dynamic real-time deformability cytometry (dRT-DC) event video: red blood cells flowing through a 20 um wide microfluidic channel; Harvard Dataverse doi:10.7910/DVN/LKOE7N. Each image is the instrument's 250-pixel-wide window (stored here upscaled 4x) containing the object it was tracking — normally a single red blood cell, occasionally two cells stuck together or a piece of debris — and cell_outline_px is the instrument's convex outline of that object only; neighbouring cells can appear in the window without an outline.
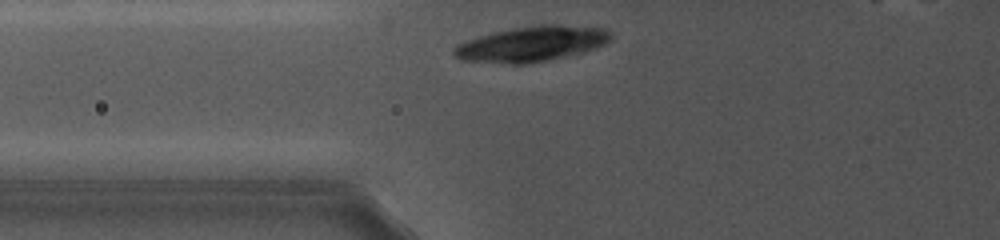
{"species": "common noctule bat (a hibernating species)", "species_latin": "Nyctalus noctula", "temperature_condition": "cold", "stored_images_in_passage": 2, "camera_frame_rate_fps": 5000, "um_per_image_px": 0.085, "animal": {"sex": "female", "body_mass_g": 19.0, "forearm_length_mm": 56.7}, "frame": {"image": 1, "passage_image": 2, "time_ms": 0.2, "image_size_px": [1000, 240], "cell_outline_px": [[612, 36], [604, 44], [596, 48], [580, 52], [528, 64], [504, 64], [460, 60], [452, 56], [452, 48], [456, 44], [492, 32], [512, 28], [540, 24], [556, 24], [600, 28], [612, 32]], "centroid_in_image_um": [45.1, 3.73], "position_along_channel_um": 80.7, "area_um2": 32.25}}